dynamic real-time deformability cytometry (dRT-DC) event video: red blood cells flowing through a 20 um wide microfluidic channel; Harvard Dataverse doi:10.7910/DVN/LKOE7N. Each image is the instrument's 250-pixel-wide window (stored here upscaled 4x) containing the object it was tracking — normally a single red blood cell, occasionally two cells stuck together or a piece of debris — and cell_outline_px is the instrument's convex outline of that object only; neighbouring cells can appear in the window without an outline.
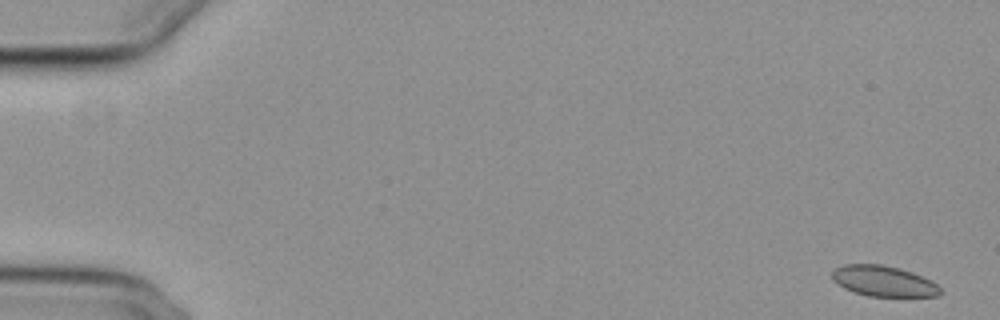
{"species": "common noctule bat (a hibernating species)", "species_latin": "Nyctalus noctula", "temperature_condition": "cold", "stored_images_in_passage": 55, "camera_frame_rate_fps": 3000, "um_per_image_px": 0.085, "animal": {"sex": "female", "body_mass_g": 29.2, "forearm_length_mm": 56.3}, "frame": {"image": 1, "passage_image": 1, "time_ms": 0.0, "image_size_px": [1000, 320], "cell_outline_px": [[944, 292], [940, 296], [868, 296], [844, 288], [832, 280], [832, 272], [836, 268], [844, 264], [880, 264], [900, 268], [912, 272], [936, 284]], "centroid_in_image_um": [75.1, 23.89], "position_along_channel_um": 9.9, "area_um2": 19.19}}
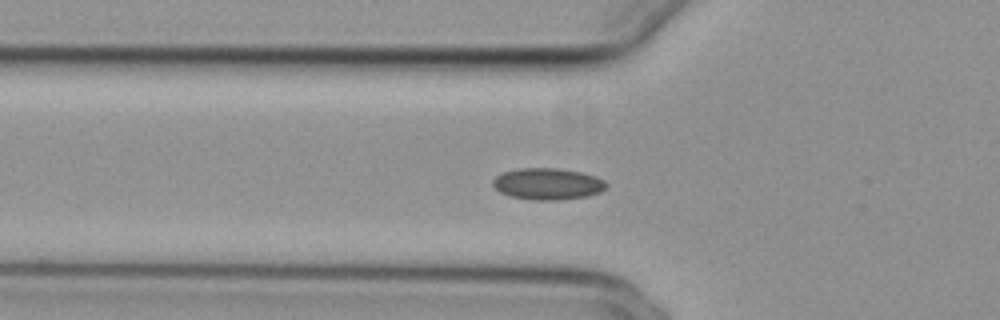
{"frame": {"image": 2, "passage_image": 19, "time_ms": 6.0, "image_size_px": [1000, 320], "cell_outline_px": [[608, 184], [600, 192], [588, 196], [560, 200], [532, 200], [512, 196], [500, 192], [492, 184], [492, 180], [496, 176], [504, 172], [516, 168], [556, 168], [580, 172], [596, 176], [604, 180]], "centroid_in_image_um": [46.55, 15.63], "position_along_channel_um": 79.2, "area_um2": 20.87}}
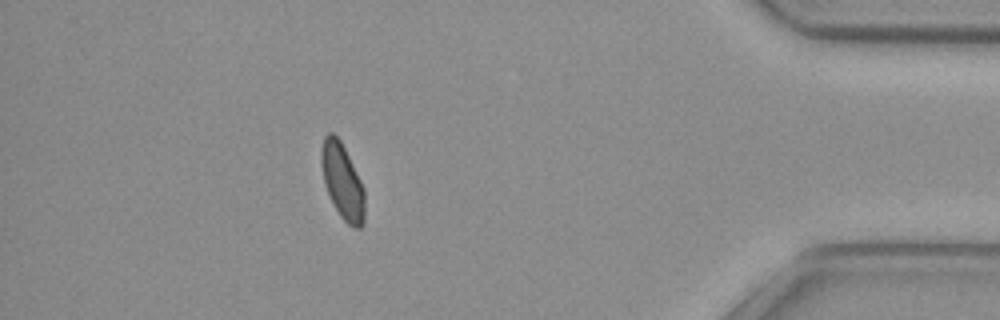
{"frame": {"image": 3, "passage_image": 49, "time_ms": 16.0, "image_size_px": [1000, 320], "cell_outline_px": [[364, 224], [360, 228], [352, 228], [340, 216], [324, 184], [320, 164], [320, 152], [324, 136], [328, 132], [332, 132], [340, 140], [364, 188]], "centroid_in_image_um": [29.09, 15.41], "position_along_channel_um": 406.1, "area_um2": 18.96}, "authors_computed_cell_mechanics": {"area_um2": 19.941, "velocity_mm_per_s": 3.7349, "shape_relaxation_time_tau1_ms": null, "shape_relaxation_time_tau2_ms": 3.5816, "deformation_change_tau1": null, "deformation_change_tau2": 0.0722}}